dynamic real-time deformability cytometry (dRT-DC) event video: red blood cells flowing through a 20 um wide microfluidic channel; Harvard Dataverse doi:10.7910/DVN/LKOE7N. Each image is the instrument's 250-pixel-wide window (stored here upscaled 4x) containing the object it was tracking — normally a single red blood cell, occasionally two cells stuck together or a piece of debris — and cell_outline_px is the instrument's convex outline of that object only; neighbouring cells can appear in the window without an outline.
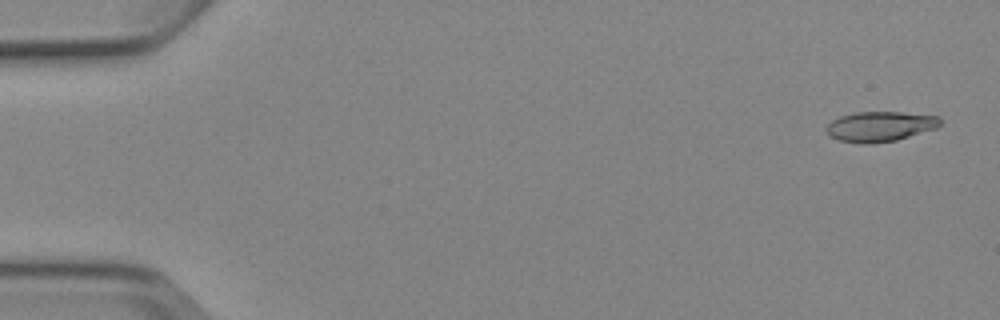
{"species": "Egyptian fruit bat (a non-hibernating species)", "species_latin": "Rousettus aegyptiacus", "temperature_condition": "cold", "stored_images_in_passage": 5, "camera_frame_rate_fps": 3000, "um_per_image_px": 0.085, "animal": {"sex": "female"}, "frame": {"image": 1, "passage_image": 1, "time_ms": 0.0, "image_size_px": [1000, 320], "cell_outline_px": [[940, 124], [936, 128], [896, 140], [872, 144], [864, 144], [840, 140], [832, 136], [824, 128], [832, 120], [840, 116], [856, 112], [900, 112], [940, 116]], "centroid_in_image_um": [74.8, 10.74], "position_along_channel_um": 10.2, "area_um2": 19.83}}